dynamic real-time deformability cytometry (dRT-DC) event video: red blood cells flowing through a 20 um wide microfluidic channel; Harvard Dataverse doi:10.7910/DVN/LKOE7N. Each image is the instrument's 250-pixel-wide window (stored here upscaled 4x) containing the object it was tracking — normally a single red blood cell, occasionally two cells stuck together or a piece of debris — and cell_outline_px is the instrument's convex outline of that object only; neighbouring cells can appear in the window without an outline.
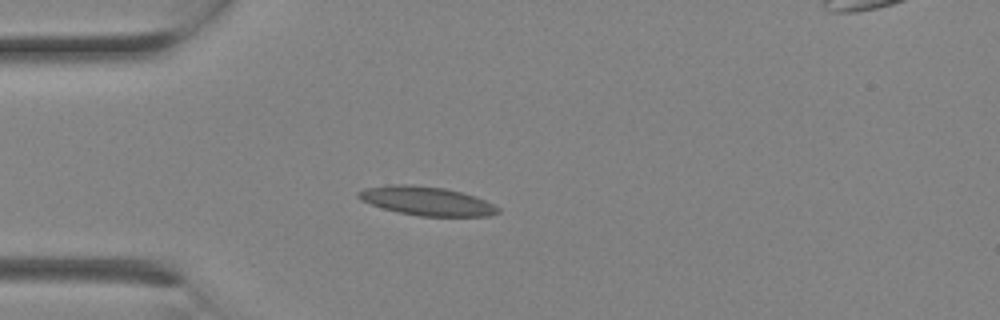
{"species": "Egyptian fruit bat (a non-hibernating species)", "species_latin": "Rousettus aegyptiacus", "temperature_condition": "room temperature", "stored_images_in_passage": 3, "camera_frame_rate_fps": 3000, "um_per_image_px": 0.085, "animal": {"sex": "female"}, "frame": {"image": 1, "passage_image": 2, "time_ms": 0.333, "image_size_px": [1000, 320], "cell_outline_px": [[500, 212], [488, 216], [420, 216], [396, 212], [360, 200], [356, 196], [356, 192], [364, 188], [392, 184], [412, 184], [444, 188], [476, 196], [500, 208]], "centroid_in_image_um": [36.24, 17.08], "position_along_channel_um": 48.8, "area_um2": 23.47}}